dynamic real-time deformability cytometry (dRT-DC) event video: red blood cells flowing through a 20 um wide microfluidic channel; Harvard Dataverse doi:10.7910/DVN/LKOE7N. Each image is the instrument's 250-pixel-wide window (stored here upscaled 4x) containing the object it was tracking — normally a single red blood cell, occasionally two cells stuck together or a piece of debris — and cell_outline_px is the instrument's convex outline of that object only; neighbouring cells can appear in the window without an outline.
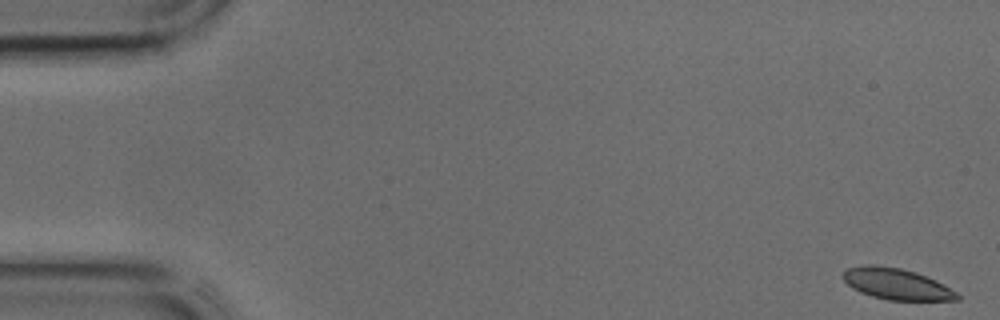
{"species": "common noctule bat (a hibernating species)", "species_latin": "Nyctalus noctula", "temperature_condition": "cold", "stored_images_in_passage": 13, "camera_frame_rate_fps": 3000, "um_per_image_px": 0.085, "animal": {"sex": "male", "body_mass_g": 17.9, "forearm_length_mm": 54.2}, "frame": {"image": 1, "passage_image": 1, "time_ms": 0.0, "image_size_px": [1000, 320], "cell_outline_px": [[960, 300], [888, 300], [872, 296], [860, 292], [852, 288], [840, 276], [848, 268], [868, 264], [872, 264], [900, 268], [916, 272], [936, 280], [956, 292], [960, 296]], "centroid_in_image_um": [76.19, 24.13], "position_along_channel_um": 8.8, "area_um2": 20.69}}
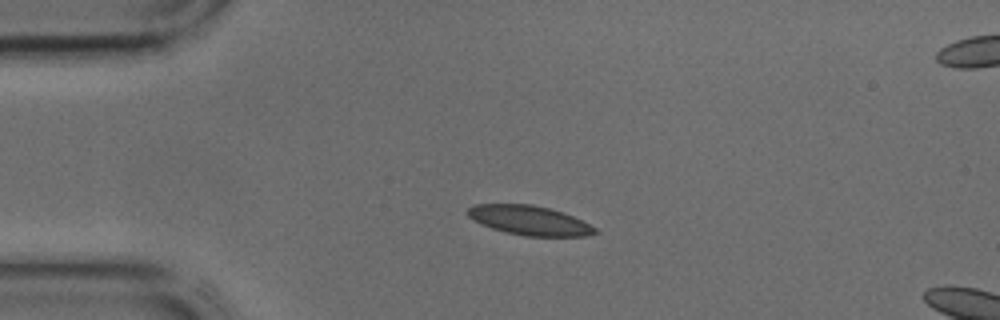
{"frame": {"image": 2, "passage_image": 10, "time_ms": 3.0, "image_size_px": [1000, 320], "cell_outline_px": [[600, 232], [588, 236], [524, 236], [504, 232], [480, 224], [472, 220], [468, 216], [468, 208], [472, 204], [532, 204], [564, 212], [596, 228]], "centroid_in_image_um": [44.98, 18.73], "position_along_channel_um": 40.0, "area_um2": 21.91}}